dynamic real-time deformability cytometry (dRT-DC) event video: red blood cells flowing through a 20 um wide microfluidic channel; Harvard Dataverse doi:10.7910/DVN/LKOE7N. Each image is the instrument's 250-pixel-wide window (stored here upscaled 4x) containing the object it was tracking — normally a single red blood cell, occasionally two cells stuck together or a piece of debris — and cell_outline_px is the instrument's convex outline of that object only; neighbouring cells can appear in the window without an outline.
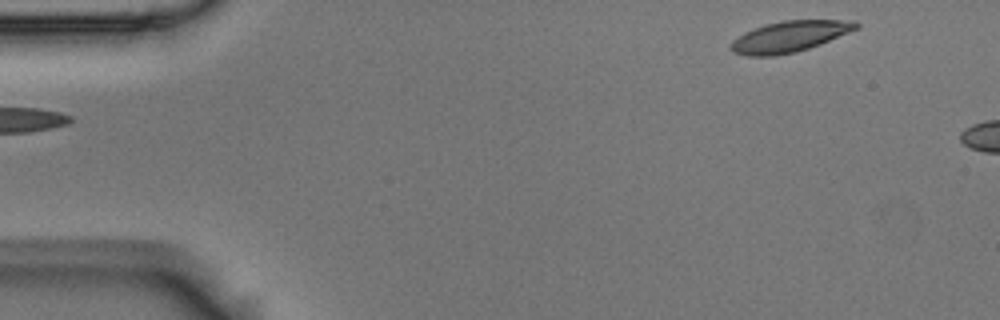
{"species": "Egyptian fruit bat (a non-hibernating species)", "species_latin": "Rousettus aegyptiacus", "temperature_condition": "room temperature", "stored_images_in_passage": 4, "segment_of_instrument_passage": [2, 2], "camera_frame_rate_fps": 3000, "um_per_image_px": 0.085, "animal": {"sex": "male"}, "frame": {"image": 1, "passage_image": 4, "time_ms": 1.0, "image_size_px": [1000, 320], "cell_outline_px": [[860, 28], [820, 44], [796, 52], [772, 56], [748, 56], [732, 52], [728, 48], [732, 40], [744, 32], [764, 24], [784, 20], [856, 20], [860, 24]], "centroid_in_image_um": [67.11, 3.1], "position_along_channel_um": 17.9, "area_um2": 22.83}}